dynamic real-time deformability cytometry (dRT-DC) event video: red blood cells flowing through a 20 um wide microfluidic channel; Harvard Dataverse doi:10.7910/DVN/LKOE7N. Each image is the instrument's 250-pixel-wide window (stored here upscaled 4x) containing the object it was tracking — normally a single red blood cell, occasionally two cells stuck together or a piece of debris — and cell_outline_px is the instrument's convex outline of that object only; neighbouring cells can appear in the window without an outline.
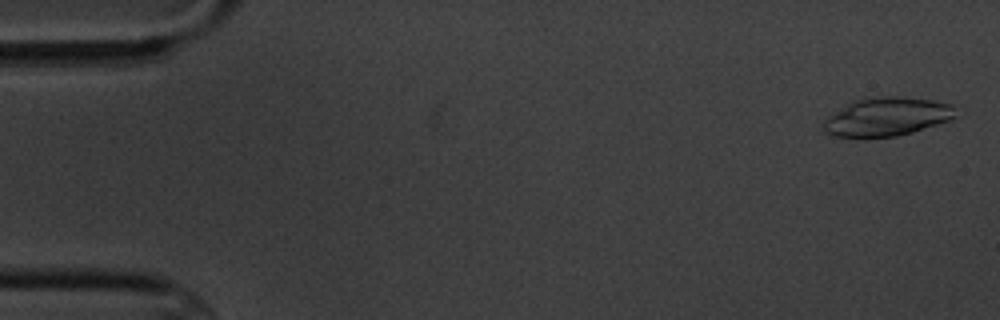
{"species": "common noctule bat (a hibernating species)", "species_latin": "Nyctalus noctula", "temperature_condition": "cold", "stored_images_in_passage": 10, "camera_frame_rate_fps": 3000, "um_per_image_px": 0.085, "animal": {"sex": "male", "body_mass_g": 20.1, "forearm_length_mm": 53.5}, "frame": {"image": 1, "passage_image": 1, "time_ms": 0.0, "image_size_px": [1000, 320], "cell_outline_px": [[956, 116], [948, 120], [912, 132], [896, 136], [832, 136], [824, 132], [820, 124], [828, 116], [852, 100], [880, 96], [900, 96], [932, 100], [952, 104]], "centroid_in_image_um": [75.33, 9.9], "position_along_channel_um": 9.7, "area_um2": 29.48}}
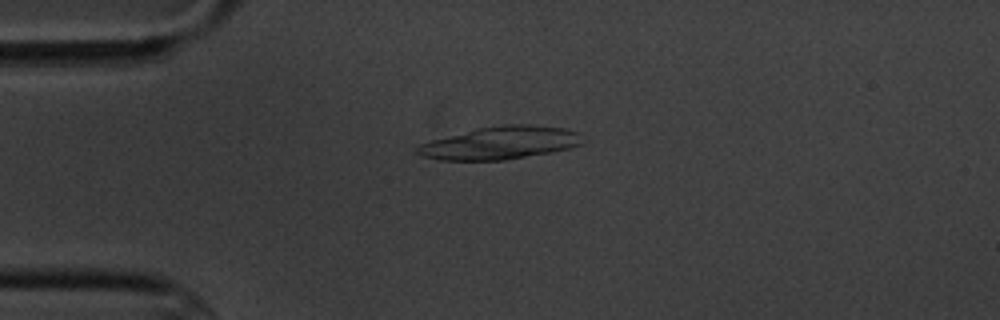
{"frame": {"image": 2, "passage_image": 4, "time_ms": 4.0, "image_size_px": [1000, 320], "cell_outline_px": [[588, 140], [584, 144], [572, 148], [552, 152], [504, 160], [440, 160], [424, 156], [416, 152], [416, 148], [420, 144], [432, 140], [476, 128], [504, 124], [532, 124], [568, 128], [580, 132]], "centroid_in_image_um": [42.66, 12.13], "position_along_channel_um": 42.3, "area_um2": 32.08}}